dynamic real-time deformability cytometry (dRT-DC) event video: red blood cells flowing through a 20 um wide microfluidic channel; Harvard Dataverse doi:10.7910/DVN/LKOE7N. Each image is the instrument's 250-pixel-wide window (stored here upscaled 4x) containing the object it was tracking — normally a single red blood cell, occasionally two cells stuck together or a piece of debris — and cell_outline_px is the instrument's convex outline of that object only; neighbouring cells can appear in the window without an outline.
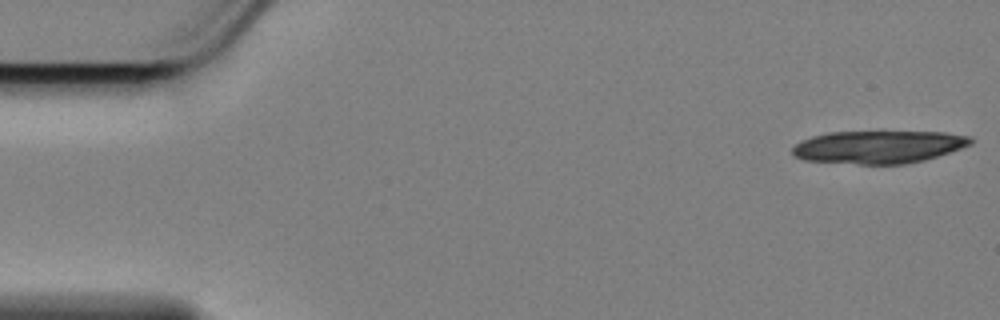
{"species": "Egyptian fruit bat (a non-hibernating species)", "species_latin": "Rousettus aegyptiacus", "temperature_condition": "cold", "stored_images_in_passage": 20, "camera_frame_rate_fps": 3000, "um_per_image_px": 0.085, "animal": {"sex": "female"}, "frame": {"image": 1, "passage_image": 1, "time_ms": 0.0, "image_size_px": [1000, 320], "cell_outline_px": [[972, 144], [924, 160], [904, 164], [860, 164], [804, 160], [792, 156], [792, 148], [800, 140], [812, 136], [828, 132], [944, 132], [972, 136]], "centroid_in_image_um": [74.64, 12.49], "position_along_channel_um": 10.4, "area_um2": 33.99}}